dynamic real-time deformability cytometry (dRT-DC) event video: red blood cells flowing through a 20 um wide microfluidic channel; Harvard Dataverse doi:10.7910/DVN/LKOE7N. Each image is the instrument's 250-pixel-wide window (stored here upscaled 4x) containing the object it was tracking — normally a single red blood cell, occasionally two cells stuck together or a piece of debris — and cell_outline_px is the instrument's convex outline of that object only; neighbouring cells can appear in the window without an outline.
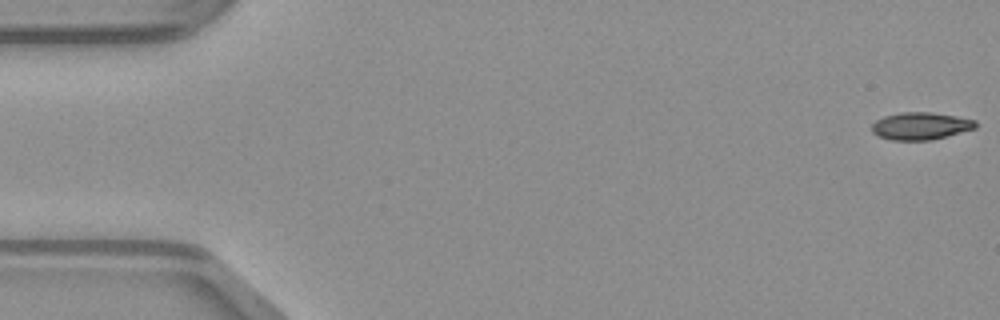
{"species": "common noctule bat (a hibernating species)", "species_latin": "Nyctalus noctula", "temperature_condition": "warm", "stored_images_in_passage": 49, "camera_frame_rate_fps": 3000, "um_per_image_px": 0.085, "animal": {"sex": "male", "body_mass_g": 23.1, "forearm_length_mm": 52.7}, "frame": {"image": 1, "passage_image": 1, "time_ms": 0.0, "image_size_px": [1000, 320], "cell_outline_px": [[976, 128], [932, 140], [892, 140], [880, 136], [872, 132], [872, 124], [876, 120], [884, 116], [900, 112], [932, 112], [956, 116], [976, 120]], "centroid_in_image_um": [78.26, 10.7], "position_along_channel_um": 6.7, "area_um2": 16.53}}
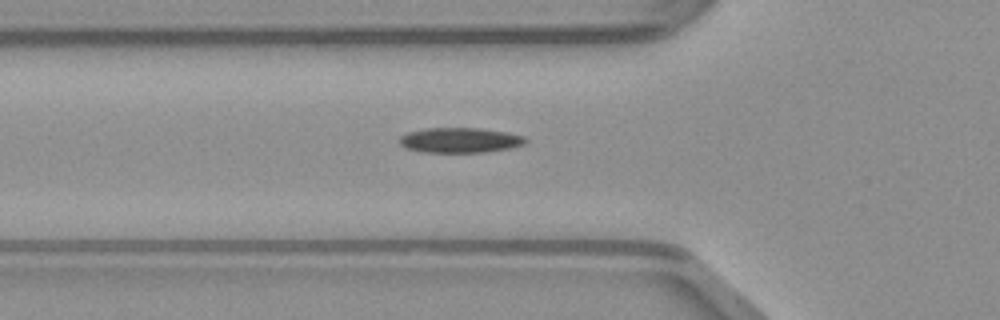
{"frame": {"image": 2, "passage_image": 17, "time_ms": 5.333, "image_size_px": [1000, 320], "cell_outline_px": [[528, 140], [524, 144], [512, 148], [488, 152], [424, 152], [404, 148], [400, 144], [400, 136], [408, 132], [424, 128], [480, 128], [504, 132], [524, 136]], "centroid_in_image_um": [39.1, 11.92], "position_along_channel_um": 86.7, "area_um2": 18.5}}
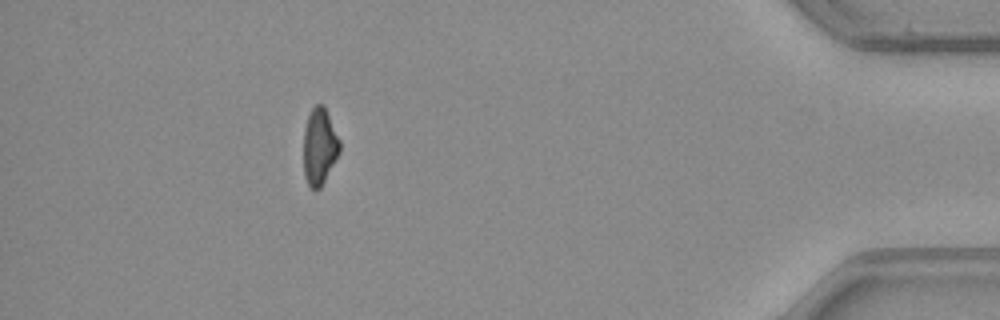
{"frame": {"image": 3, "passage_image": 44, "time_ms": 14.333, "image_size_px": [1000, 320], "cell_outline_px": [[340, 152], [320, 188], [316, 192], [308, 184], [304, 176], [304, 128], [308, 116], [312, 108], [316, 104], [324, 104], [340, 140]], "centroid_in_image_um": [27.16, 12.44], "position_along_channel_um": 408.0, "area_um2": 16.18}}